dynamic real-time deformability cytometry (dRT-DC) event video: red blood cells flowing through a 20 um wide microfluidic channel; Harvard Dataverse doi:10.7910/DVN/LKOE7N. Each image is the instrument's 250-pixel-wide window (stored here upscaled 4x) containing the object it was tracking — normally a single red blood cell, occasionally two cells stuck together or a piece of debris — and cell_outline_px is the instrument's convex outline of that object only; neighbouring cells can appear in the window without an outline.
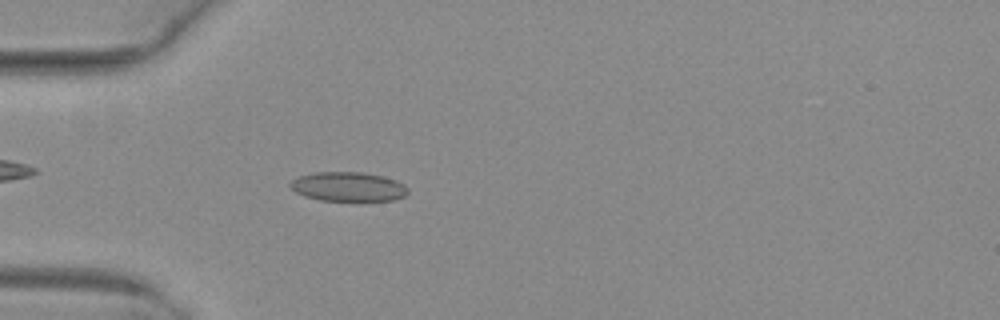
{"species": "common noctule bat (a hibernating species)", "species_latin": "Nyctalus noctula", "temperature_condition": "warm", "stored_images_in_passage": 39, "camera_frame_rate_fps": 3000, "um_per_image_px": 0.085, "animal": {"sex": "female", "body_mass_g": 29.2, "forearm_length_mm": 56.3}, "frame": {"image": 1, "passage_image": 9, "time_ms": 2.667, "image_size_px": [1000, 320], "cell_outline_px": [[408, 192], [404, 196], [392, 200], [320, 200], [304, 196], [296, 192], [288, 184], [292, 180], [300, 176], [316, 172], [364, 172], [396, 180], [404, 184], [408, 188]], "centroid_in_image_um": [29.59, 15.86], "position_along_channel_um": 55.4, "area_um2": 19.88}}
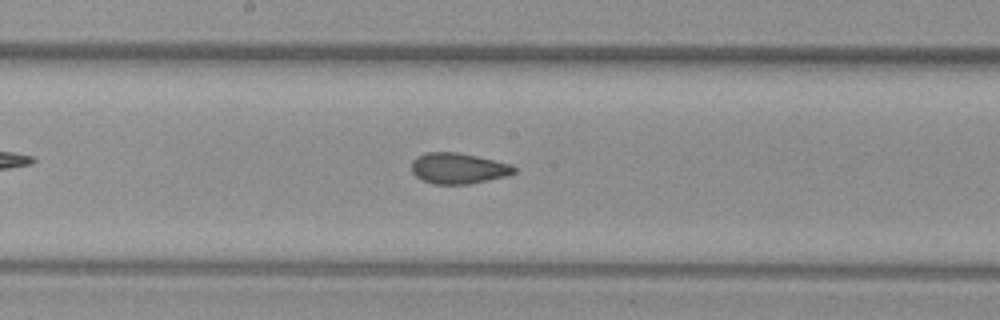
{"frame": {"image": 2, "passage_image": 21, "time_ms": 6.667, "image_size_px": [1000, 320], "cell_outline_px": [[516, 172], [508, 176], [468, 184], [432, 184], [420, 180], [412, 172], [412, 160], [416, 156], [424, 152], [456, 152], [476, 156], [512, 164], [516, 168]], "centroid_in_image_um": [38.94, 14.31], "position_along_channel_um": 209.3, "area_um2": 18.61}}
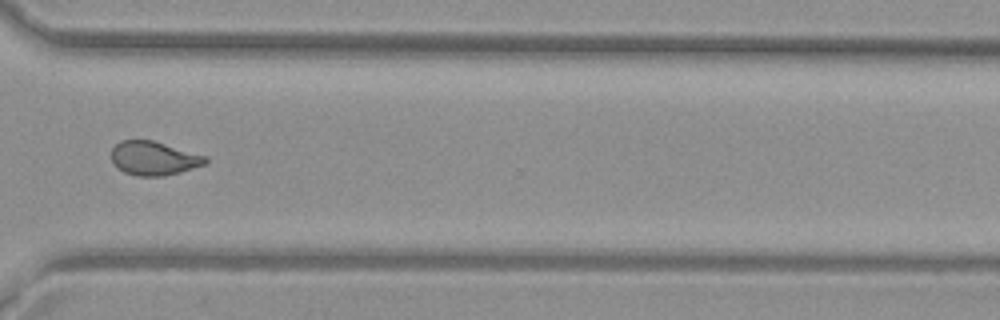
{"frame": {"image": 3, "passage_image": 32, "time_ms": 10.333, "image_size_px": [1000, 320], "cell_outline_px": [[208, 164], [180, 172], [164, 176], [136, 176], [124, 172], [116, 168], [112, 160], [112, 148], [120, 140], [152, 140], [208, 156]], "centroid_in_image_um": [13.1, 13.46], "position_along_channel_um": 357.5, "area_um2": 18.79}, "authors_computed_cell_mechanics": {"area_um2": 19.1318, "velocity_mm_per_s": 4.0483, "shape_relaxation_time_tau1_ms": null, "shape_relaxation_time_tau2_ms": 1.2381, "deformation_change_tau1": null, "deformation_change_tau2": 0.0644}}